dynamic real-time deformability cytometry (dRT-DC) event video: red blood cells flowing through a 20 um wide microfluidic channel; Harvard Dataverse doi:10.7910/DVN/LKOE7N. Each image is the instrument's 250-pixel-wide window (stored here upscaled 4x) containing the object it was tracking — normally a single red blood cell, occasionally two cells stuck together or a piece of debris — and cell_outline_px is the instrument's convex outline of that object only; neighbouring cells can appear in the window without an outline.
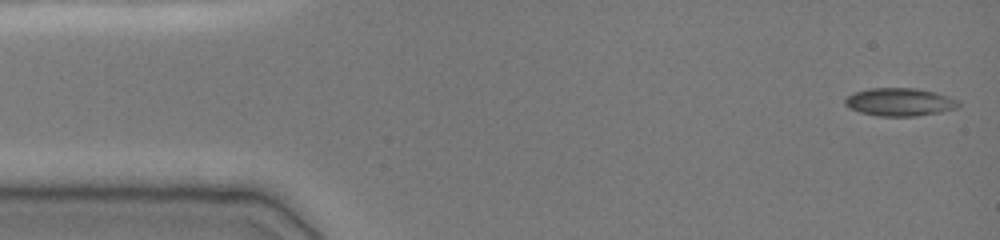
{"species": "common noctule bat (a hibernating species)", "species_latin": "Nyctalus noctula", "temperature_condition": "cold", "stored_images_in_passage": 48, "camera_frame_rate_fps": 3000, "um_per_image_px": 0.085, "animal": {"sex": "female", "body_mass_g": 19.0, "forearm_length_mm": 51.5}, "frame": {"image": 1, "passage_image": 1, "time_ms": 0.0, "image_size_px": [1000, 240], "cell_outline_px": [[960, 104], [956, 108], [940, 112], [916, 116], [876, 116], [860, 112], [848, 108], [844, 104], [844, 100], [848, 96], [856, 92], [868, 88], [916, 88], [936, 92], [960, 100]], "centroid_in_image_um": [76.48, 8.67], "position_along_channel_um": 8.5, "area_um2": 18.61}}
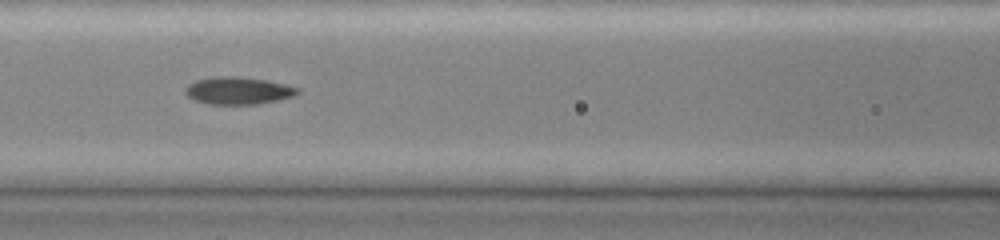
{"frame": {"image": 2, "passage_image": 20, "time_ms": 6.333, "image_size_px": [1000, 240], "cell_outline_px": [[300, 92], [296, 96], [256, 104], [208, 104], [196, 100], [188, 96], [184, 92], [184, 88], [188, 84], [196, 80], [216, 76], [236, 76], [268, 80], [300, 88]], "centroid_in_image_um": [20.25, 7.7], "position_along_channel_um": 146.3, "area_um2": 17.98}}
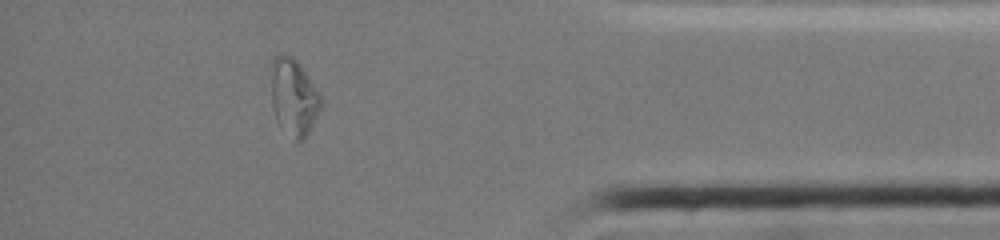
{"frame": {"image": 3, "passage_image": 42, "time_ms": 13.667, "image_size_px": [1000, 240], "cell_outline_px": [[324, 100], [304, 140], [292, 140], [276, 120], [272, 104], [268, 68], [272, 60], [276, 56], [292, 56], [300, 64], [320, 92]], "centroid_in_image_um": [24.94, 8.22], "position_along_channel_um": 410.3, "area_um2": 22.72}, "authors_computed_cell_mechanics": {"area_um2": 17.9758, "velocity_mm_per_s": 3.9097, "shape_relaxation_time_tau1_ms": null, "shape_relaxation_time_tau2_ms": 2.5553, "deformation_change_tau1": null, "deformation_change_tau2": 0.0624}}